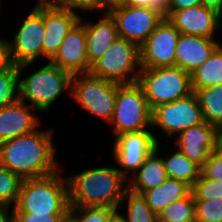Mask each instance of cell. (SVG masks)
<instances>
[{"instance_id":"35","label":"cell","mask_w":222,"mask_h":222,"mask_svg":"<svg viewBox=\"0 0 222 222\" xmlns=\"http://www.w3.org/2000/svg\"><path fill=\"white\" fill-rule=\"evenodd\" d=\"M57 5L68 8L70 10L81 12L83 15L84 12L87 14L93 12L98 16L99 14V0H53ZM97 12V13H95Z\"/></svg>"},{"instance_id":"2","label":"cell","mask_w":222,"mask_h":222,"mask_svg":"<svg viewBox=\"0 0 222 222\" xmlns=\"http://www.w3.org/2000/svg\"><path fill=\"white\" fill-rule=\"evenodd\" d=\"M113 166L100 164L66 174L70 207H109L118 211L128 180Z\"/></svg>"},{"instance_id":"5","label":"cell","mask_w":222,"mask_h":222,"mask_svg":"<svg viewBox=\"0 0 222 222\" xmlns=\"http://www.w3.org/2000/svg\"><path fill=\"white\" fill-rule=\"evenodd\" d=\"M137 83L141 86L151 110L193 92L190 73L177 66L141 68Z\"/></svg>"},{"instance_id":"3","label":"cell","mask_w":222,"mask_h":222,"mask_svg":"<svg viewBox=\"0 0 222 222\" xmlns=\"http://www.w3.org/2000/svg\"><path fill=\"white\" fill-rule=\"evenodd\" d=\"M42 64L39 66V62L38 64L37 62H30L18 65L19 100L27 103L40 114L47 111L49 113L55 104L60 103L59 100L65 93L71 98L73 77L70 72L61 69L50 61Z\"/></svg>"},{"instance_id":"14","label":"cell","mask_w":222,"mask_h":222,"mask_svg":"<svg viewBox=\"0 0 222 222\" xmlns=\"http://www.w3.org/2000/svg\"><path fill=\"white\" fill-rule=\"evenodd\" d=\"M114 19L118 36L140 47L163 20L147 7L123 6L110 13Z\"/></svg>"},{"instance_id":"19","label":"cell","mask_w":222,"mask_h":222,"mask_svg":"<svg viewBox=\"0 0 222 222\" xmlns=\"http://www.w3.org/2000/svg\"><path fill=\"white\" fill-rule=\"evenodd\" d=\"M220 39L180 33L175 49V66L191 73L222 44Z\"/></svg>"},{"instance_id":"34","label":"cell","mask_w":222,"mask_h":222,"mask_svg":"<svg viewBox=\"0 0 222 222\" xmlns=\"http://www.w3.org/2000/svg\"><path fill=\"white\" fill-rule=\"evenodd\" d=\"M124 6L147 7L163 19L170 16V0H124Z\"/></svg>"},{"instance_id":"4","label":"cell","mask_w":222,"mask_h":222,"mask_svg":"<svg viewBox=\"0 0 222 222\" xmlns=\"http://www.w3.org/2000/svg\"><path fill=\"white\" fill-rule=\"evenodd\" d=\"M64 170L62 167L48 176L24 179L14 213L68 214L69 186Z\"/></svg>"},{"instance_id":"12","label":"cell","mask_w":222,"mask_h":222,"mask_svg":"<svg viewBox=\"0 0 222 222\" xmlns=\"http://www.w3.org/2000/svg\"><path fill=\"white\" fill-rule=\"evenodd\" d=\"M180 32L163 19L139 47L140 67L154 69L175 66V49Z\"/></svg>"},{"instance_id":"15","label":"cell","mask_w":222,"mask_h":222,"mask_svg":"<svg viewBox=\"0 0 222 222\" xmlns=\"http://www.w3.org/2000/svg\"><path fill=\"white\" fill-rule=\"evenodd\" d=\"M168 20L180 33L222 38L219 33L222 31V15L211 8L197 5L179 11H170Z\"/></svg>"},{"instance_id":"28","label":"cell","mask_w":222,"mask_h":222,"mask_svg":"<svg viewBox=\"0 0 222 222\" xmlns=\"http://www.w3.org/2000/svg\"><path fill=\"white\" fill-rule=\"evenodd\" d=\"M117 213L109 207H70L67 222H115Z\"/></svg>"},{"instance_id":"22","label":"cell","mask_w":222,"mask_h":222,"mask_svg":"<svg viewBox=\"0 0 222 222\" xmlns=\"http://www.w3.org/2000/svg\"><path fill=\"white\" fill-rule=\"evenodd\" d=\"M162 142L156 144L155 150L160 155H163L162 159L168 178L183 181L192 187L201 174V167L180 152L175 146H173L172 150L170 148V152L165 155L164 150L161 149L163 148L161 146L164 145Z\"/></svg>"},{"instance_id":"30","label":"cell","mask_w":222,"mask_h":222,"mask_svg":"<svg viewBox=\"0 0 222 222\" xmlns=\"http://www.w3.org/2000/svg\"><path fill=\"white\" fill-rule=\"evenodd\" d=\"M18 99V65L12 64L8 69L0 72V108Z\"/></svg>"},{"instance_id":"27","label":"cell","mask_w":222,"mask_h":222,"mask_svg":"<svg viewBox=\"0 0 222 222\" xmlns=\"http://www.w3.org/2000/svg\"><path fill=\"white\" fill-rule=\"evenodd\" d=\"M158 222H195V200L192 192L173 201L157 214Z\"/></svg>"},{"instance_id":"6","label":"cell","mask_w":222,"mask_h":222,"mask_svg":"<svg viewBox=\"0 0 222 222\" xmlns=\"http://www.w3.org/2000/svg\"><path fill=\"white\" fill-rule=\"evenodd\" d=\"M118 83L93 76L90 73L73 75L71 98L80 109L108 124L112 120Z\"/></svg>"},{"instance_id":"20","label":"cell","mask_w":222,"mask_h":222,"mask_svg":"<svg viewBox=\"0 0 222 222\" xmlns=\"http://www.w3.org/2000/svg\"><path fill=\"white\" fill-rule=\"evenodd\" d=\"M97 19L85 21L86 49L90 67L119 37L116 23L110 14H99Z\"/></svg>"},{"instance_id":"17","label":"cell","mask_w":222,"mask_h":222,"mask_svg":"<svg viewBox=\"0 0 222 222\" xmlns=\"http://www.w3.org/2000/svg\"><path fill=\"white\" fill-rule=\"evenodd\" d=\"M217 127L202 122L179 133L173 139V145L202 167L209 155L216 149Z\"/></svg>"},{"instance_id":"26","label":"cell","mask_w":222,"mask_h":222,"mask_svg":"<svg viewBox=\"0 0 222 222\" xmlns=\"http://www.w3.org/2000/svg\"><path fill=\"white\" fill-rule=\"evenodd\" d=\"M198 98L204 121L222 125V84L198 89L194 92Z\"/></svg>"},{"instance_id":"1","label":"cell","mask_w":222,"mask_h":222,"mask_svg":"<svg viewBox=\"0 0 222 222\" xmlns=\"http://www.w3.org/2000/svg\"><path fill=\"white\" fill-rule=\"evenodd\" d=\"M33 132L0 143V165L22 180L51 175L61 169L54 128Z\"/></svg>"},{"instance_id":"25","label":"cell","mask_w":222,"mask_h":222,"mask_svg":"<svg viewBox=\"0 0 222 222\" xmlns=\"http://www.w3.org/2000/svg\"><path fill=\"white\" fill-rule=\"evenodd\" d=\"M192 91L222 84V44L190 73Z\"/></svg>"},{"instance_id":"39","label":"cell","mask_w":222,"mask_h":222,"mask_svg":"<svg viewBox=\"0 0 222 222\" xmlns=\"http://www.w3.org/2000/svg\"><path fill=\"white\" fill-rule=\"evenodd\" d=\"M197 5H201V0H170V11H179Z\"/></svg>"},{"instance_id":"33","label":"cell","mask_w":222,"mask_h":222,"mask_svg":"<svg viewBox=\"0 0 222 222\" xmlns=\"http://www.w3.org/2000/svg\"><path fill=\"white\" fill-rule=\"evenodd\" d=\"M201 174L207 179L222 180V151L217 148L201 167Z\"/></svg>"},{"instance_id":"32","label":"cell","mask_w":222,"mask_h":222,"mask_svg":"<svg viewBox=\"0 0 222 222\" xmlns=\"http://www.w3.org/2000/svg\"><path fill=\"white\" fill-rule=\"evenodd\" d=\"M195 222H222V198L195 200Z\"/></svg>"},{"instance_id":"41","label":"cell","mask_w":222,"mask_h":222,"mask_svg":"<svg viewBox=\"0 0 222 222\" xmlns=\"http://www.w3.org/2000/svg\"><path fill=\"white\" fill-rule=\"evenodd\" d=\"M201 5L211 8L222 15V0H201Z\"/></svg>"},{"instance_id":"36","label":"cell","mask_w":222,"mask_h":222,"mask_svg":"<svg viewBox=\"0 0 222 222\" xmlns=\"http://www.w3.org/2000/svg\"><path fill=\"white\" fill-rule=\"evenodd\" d=\"M68 214L14 213V222H66Z\"/></svg>"},{"instance_id":"10","label":"cell","mask_w":222,"mask_h":222,"mask_svg":"<svg viewBox=\"0 0 222 222\" xmlns=\"http://www.w3.org/2000/svg\"><path fill=\"white\" fill-rule=\"evenodd\" d=\"M140 70L139 47L118 37L91 66L89 73L118 84H130L137 82Z\"/></svg>"},{"instance_id":"13","label":"cell","mask_w":222,"mask_h":222,"mask_svg":"<svg viewBox=\"0 0 222 222\" xmlns=\"http://www.w3.org/2000/svg\"><path fill=\"white\" fill-rule=\"evenodd\" d=\"M80 13L57 5L53 0H43V61H50L67 33L81 19Z\"/></svg>"},{"instance_id":"7","label":"cell","mask_w":222,"mask_h":222,"mask_svg":"<svg viewBox=\"0 0 222 222\" xmlns=\"http://www.w3.org/2000/svg\"><path fill=\"white\" fill-rule=\"evenodd\" d=\"M108 126L112 129L113 137L151 129L152 110L137 82L118 84L114 113Z\"/></svg>"},{"instance_id":"37","label":"cell","mask_w":222,"mask_h":222,"mask_svg":"<svg viewBox=\"0 0 222 222\" xmlns=\"http://www.w3.org/2000/svg\"><path fill=\"white\" fill-rule=\"evenodd\" d=\"M12 65L9 48L6 38L0 37V72L8 69Z\"/></svg>"},{"instance_id":"23","label":"cell","mask_w":222,"mask_h":222,"mask_svg":"<svg viewBox=\"0 0 222 222\" xmlns=\"http://www.w3.org/2000/svg\"><path fill=\"white\" fill-rule=\"evenodd\" d=\"M191 187L183 181L167 178L159 186L144 191L142 196L146 199L151 210L157 215L173 201L186 197Z\"/></svg>"},{"instance_id":"18","label":"cell","mask_w":222,"mask_h":222,"mask_svg":"<svg viewBox=\"0 0 222 222\" xmlns=\"http://www.w3.org/2000/svg\"><path fill=\"white\" fill-rule=\"evenodd\" d=\"M37 113V110L19 99L0 108V143L29 134L42 126V118Z\"/></svg>"},{"instance_id":"11","label":"cell","mask_w":222,"mask_h":222,"mask_svg":"<svg viewBox=\"0 0 222 222\" xmlns=\"http://www.w3.org/2000/svg\"><path fill=\"white\" fill-rule=\"evenodd\" d=\"M112 139L113 162L127 180L144 163L157 144L152 129L123 133Z\"/></svg>"},{"instance_id":"40","label":"cell","mask_w":222,"mask_h":222,"mask_svg":"<svg viewBox=\"0 0 222 222\" xmlns=\"http://www.w3.org/2000/svg\"><path fill=\"white\" fill-rule=\"evenodd\" d=\"M0 222H14V207L0 205Z\"/></svg>"},{"instance_id":"16","label":"cell","mask_w":222,"mask_h":222,"mask_svg":"<svg viewBox=\"0 0 222 222\" xmlns=\"http://www.w3.org/2000/svg\"><path fill=\"white\" fill-rule=\"evenodd\" d=\"M84 14L63 39L59 50L50 60L54 65L72 75L89 73L90 66L86 49V30Z\"/></svg>"},{"instance_id":"8","label":"cell","mask_w":222,"mask_h":222,"mask_svg":"<svg viewBox=\"0 0 222 222\" xmlns=\"http://www.w3.org/2000/svg\"><path fill=\"white\" fill-rule=\"evenodd\" d=\"M202 122H204L202 110L196 94L192 92L174 102L155 107L152 110L151 129L161 134L154 133L157 143L164 137H166L165 143H171L179 133Z\"/></svg>"},{"instance_id":"42","label":"cell","mask_w":222,"mask_h":222,"mask_svg":"<svg viewBox=\"0 0 222 222\" xmlns=\"http://www.w3.org/2000/svg\"><path fill=\"white\" fill-rule=\"evenodd\" d=\"M216 148L222 151V125L217 127Z\"/></svg>"},{"instance_id":"38","label":"cell","mask_w":222,"mask_h":222,"mask_svg":"<svg viewBox=\"0 0 222 222\" xmlns=\"http://www.w3.org/2000/svg\"><path fill=\"white\" fill-rule=\"evenodd\" d=\"M123 6L124 0H99V14H110Z\"/></svg>"},{"instance_id":"9","label":"cell","mask_w":222,"mask_h":222,"mask_svg":"<svg viewBox=\"0 0 222 222\" xmlns=\"http://www.w3.org/2000/svg\"><path fill=\"white\" fill-rule=\"evenodd\" d=\"M21 18L12 37H6L12 64L37 62L43 60V0H36L30 11Z\"/></svg>"},{"instance_id":"31","label":"cell","mask_w":222,"mask_h":222,"mask_svg":"<svg viewBox=\"0 0 222 222\" xmlns=\"http://www.w3.org/2000/svg\"><path fill=\"white\" fill-rule=\"evenodd\" d=\"M194 200H213L222 198V180L207 179L202 174L191 187Z\"/></svg>"},{"instance_id":"24","label":"cell","mask_w":222,"mask_h":222,"mask_svg":"<svg viewBox=\"0 0 222 222\" xmlns=\"http://www.w3.org/2000/svg\"><path fill=\"white\" fill-rule=\"evenodd\" d=\"M117 220L119 222H158L157 215L151 210L142 194L131 192L129 189L124 192Z\"/></svg>"},{"instance_id":"43","label":"cell","mask_w":222,"mask_h":222,"mask_svg":"<svg viewBox=\"0 0 222 222\" xmlns=\"http://www.w3.org/2000/svg\"><path fill=\"white\" fill-rule=\"evenodd\" d=\"M2 3L0 2V11H3L2 10V7H3V4L1 5ZM0 16H2V15H0Z\"/></svg>"},{"instance_id":"21","label":"cell","mask_w":222,"mask_h":222,"mask_svg":"<svg viewBox=\"0 0 222 222\" xmlns=\"http://www.w3.org/2000/svg\"><path fill=\"white\" fill-rule=\"evenodd\" d=\"M168 178L162 155L155 149L144 160V163L128 179V189L131 192L142 194L162 184Z\"/></svg>"},{"instance_id":"29","label":"cell","mask_w":222,"mask_h":222,"mask_svg":"<svg viewBox=\"0 0 222 222\" xmlns=\"http://www.w3.org/2000/svg\"><path fill=\"white\" fill-rule=\"evenodd\" d=\"M22 181L15 173L0 165V205H16Z\"/></svg>"}]
</instances>
